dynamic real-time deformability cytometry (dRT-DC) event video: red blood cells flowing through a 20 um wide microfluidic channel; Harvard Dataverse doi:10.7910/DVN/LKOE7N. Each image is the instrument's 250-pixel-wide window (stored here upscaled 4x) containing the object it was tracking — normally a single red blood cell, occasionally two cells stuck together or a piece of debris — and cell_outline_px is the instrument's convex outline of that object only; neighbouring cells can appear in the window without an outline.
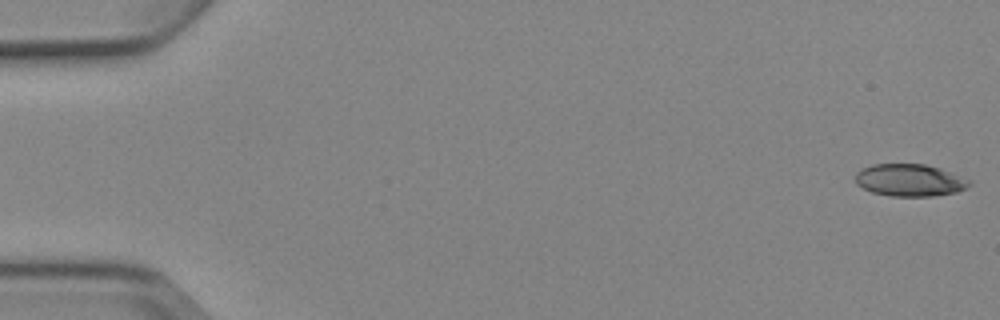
{"species": "Egyptian fruit bat (a non-hibernating species)", "species_latin": "Rousettus aegyptiacus", "temperature_condition": "cold", "stored_images_in_passage": 6, "camera_frame_rate_fps": 3000, "um_per_image_px": 0.085, "animal": {"sex": "female"}, "frame": {"image": 1, "passage_image": 1, "time_ms": 0.0, "image_size_px": [1000, 320], "cell_outline_px": [[972, 184], [968, 188], [956, 192], [932, 196], [888, 196], [872, 192], [856, 184], [856, 172], [872, 164], [924, 164], [940, 168], [972, 180]], "centroid_in_image_um": [77.36, 15.32], "position_along_channel_um": 7.6, "area_um2": 21.5}}
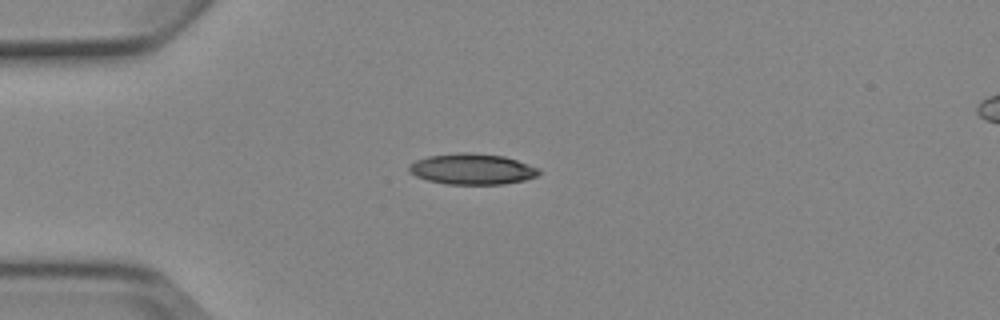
{"frame": {"image": 2, "passage_image": 4, "time_ms": 4.333, "image_size_px": [1000, 320], "cell_outline_px": [[540, 172], [536, 176], [524, 180], [504, 184], [444, 184], [428, 180], [416, 176], [408, 172], [408, 168], [416, 160], [428, 156], [460, 152], [472, 152], [504, 156], [540, 168]], "centroid_in_image_um": [40.13, 14.37], "position_along_channel_um": 44.9, "area_um2": 23.35}}
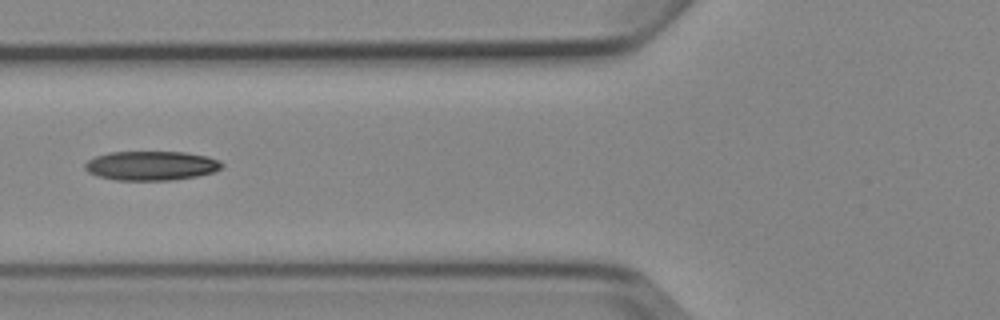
{"frame": {"image": 3, "passage_image": 6, "time_ms": 6.667, "image_size_px": [1000, 320], "cell_outline_px": [[224, 164], [216, 172], [196, 176], [172, 180], [116, 180], [100, 176], [88, 172], [84, 168], [84, 164], [88, 160], [96, 156], [108, 152], [184, 152], [208, 156], [220, 160]], "centroid_in_image_um": [12.88, 14.08], "position_along_channel_um": 112.9, "area_um2": 23.41}}